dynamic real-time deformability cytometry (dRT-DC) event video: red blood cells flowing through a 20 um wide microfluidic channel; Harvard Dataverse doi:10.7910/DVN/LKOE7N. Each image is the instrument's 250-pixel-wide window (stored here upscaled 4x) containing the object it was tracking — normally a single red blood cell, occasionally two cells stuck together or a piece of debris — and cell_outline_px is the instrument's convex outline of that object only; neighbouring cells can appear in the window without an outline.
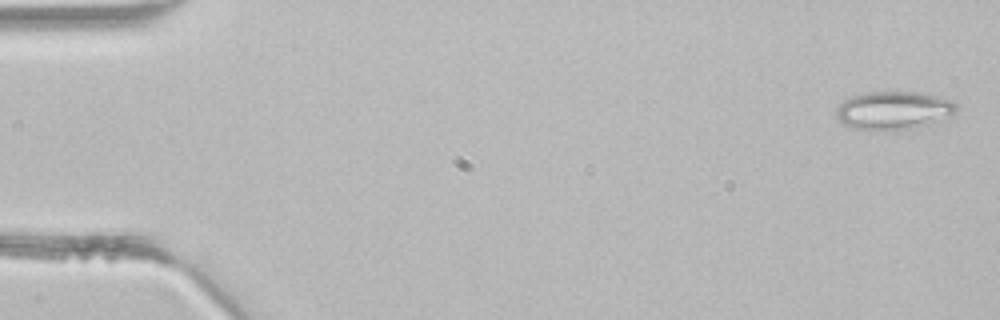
{"species": "common noctule bat (a hibernating species)", "species_latin": "Nyctalus noctula", "temperature_condition": "room temperature", "stored_images_in_passage": 3, "camera_frame_rate_fps": 3000, "um_per_image_px": 0.085, "animal": {"sex": "male", "body_mass_g": 21.5, "forearm_length_mm": 52.0}, "frame": {"image": 1, "passage_image": 1, "time_ms": 0.0, "image_size_px": [1000, 320], "cell_outline_px": [[956, 112], [948, 120], [920, 128], [852, 128], [844, 124], [836, 116], [836, 108], [844, 100], [852, 96], [864, 92], [920, 92], [952, 100], [956, 104]], "centroid_in_image_um": [76.04, 9.37], "position_along_channel_um": 9.0, "area_um2": 26.7}}